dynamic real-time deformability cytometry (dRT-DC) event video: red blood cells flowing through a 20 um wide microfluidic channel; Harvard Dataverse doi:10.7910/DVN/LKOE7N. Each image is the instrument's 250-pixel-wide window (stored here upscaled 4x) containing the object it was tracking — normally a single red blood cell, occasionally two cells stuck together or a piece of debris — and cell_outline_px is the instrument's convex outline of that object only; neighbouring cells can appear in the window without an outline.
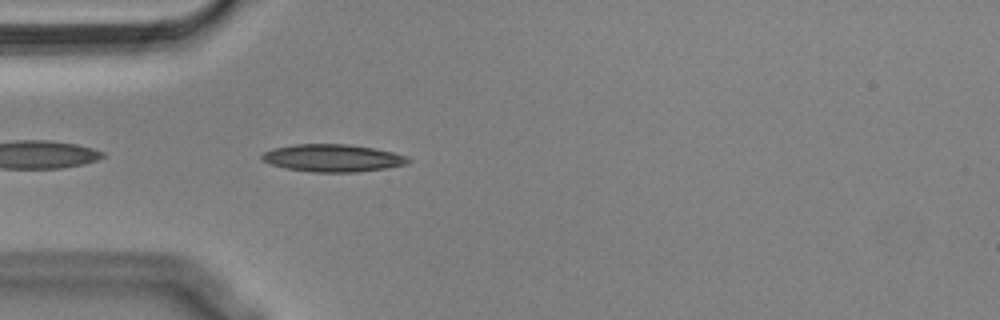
{"species": "Egyptian fruit bat (a non-hibernating species)", "species_latin": "Rousettus aegyptiacus", "temperature_condition": "cold", "stored_images_in_passage": 14, "camera_frame_rate_fps": 3000, "um_per_image_px": 0.085, "animal": {"sex": "male"}, "frame": {"image": 1, "passage_image": 3, "time_ms": 0.667, "image_size_px": [1000, 320], "cell_outline_px": [[412, 160], [404, 164], [384, 168], [356, 172], [312, 172], [284, 168], [272, 164], [264, 160], [260, 156], [264, 152], [272, 148], [296, 144], [348, 144], [376, 148], [408, 156]], "centroid_in_image_um": [28.28, 13.42], "position_along_channel_um": 56.7, "area_um2": 23.35}}
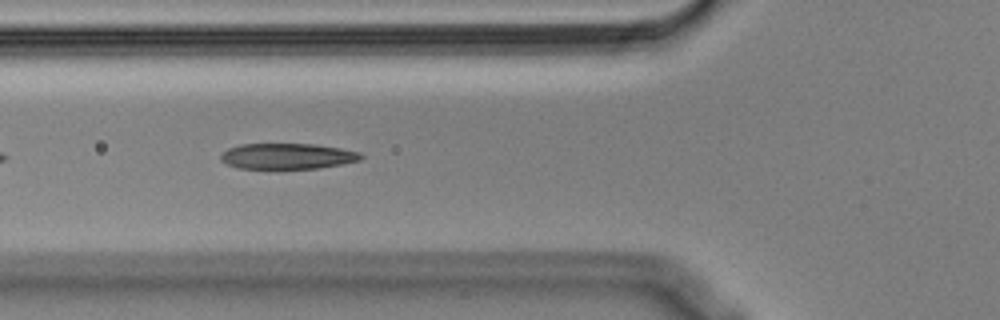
{"frame": {"image": 2, "passage_image": 7, "time_ms": 2.0, "image_size_px": [1000, 320], "cell_outline_px": [[364, 156], [360, 160], [340, 164], [316, 168], [240, 168], [228, 164], [220, 160], [220, 156], [228, 148], [240, 144], [316, 144], [340, 148], [360, 152]], "centroid_in_image_um": [24.43, 13.26], "position_along_channel_um": 101.4, "area_um2": 20.81}}